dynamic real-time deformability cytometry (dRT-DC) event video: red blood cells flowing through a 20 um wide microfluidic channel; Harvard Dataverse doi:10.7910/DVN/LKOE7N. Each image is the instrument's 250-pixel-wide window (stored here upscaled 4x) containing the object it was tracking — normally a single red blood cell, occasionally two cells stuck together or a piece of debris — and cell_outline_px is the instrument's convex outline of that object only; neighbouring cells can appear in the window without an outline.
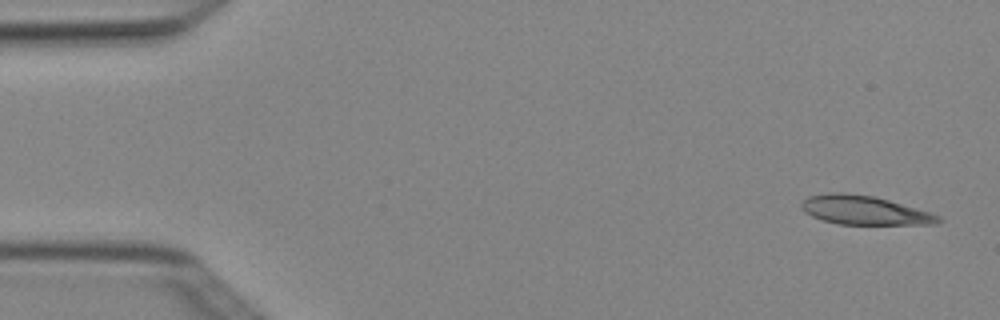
{"species": "Egyptian fruit bat (a non-hibernating species)", "species_latin": "Rousettus aegyptiacus", "temperature_condition": "cold", "stored_images_in_passage": 5, "camera_frame_rate_fps": 3000, "um_per_image_px": 0.085, "animal": {"sex": "female"}, "frame": {"image": 1, "passage_image": 1, "time_ms": 0.0, "image_size_px": [1000, 320], "cell_outline_px": [[944, 220], [936, 224], [840, 224], [820, 220], [804, 212], [800, 204], [808, 196], [828, 192], [840, 192], [872, 196], [888, 200], [928, 212], [940, 216]], "centroid_in_image_um": [73.43, 17.87], "position_along_channel_um": 11.6, "area_um2": 22.89}}